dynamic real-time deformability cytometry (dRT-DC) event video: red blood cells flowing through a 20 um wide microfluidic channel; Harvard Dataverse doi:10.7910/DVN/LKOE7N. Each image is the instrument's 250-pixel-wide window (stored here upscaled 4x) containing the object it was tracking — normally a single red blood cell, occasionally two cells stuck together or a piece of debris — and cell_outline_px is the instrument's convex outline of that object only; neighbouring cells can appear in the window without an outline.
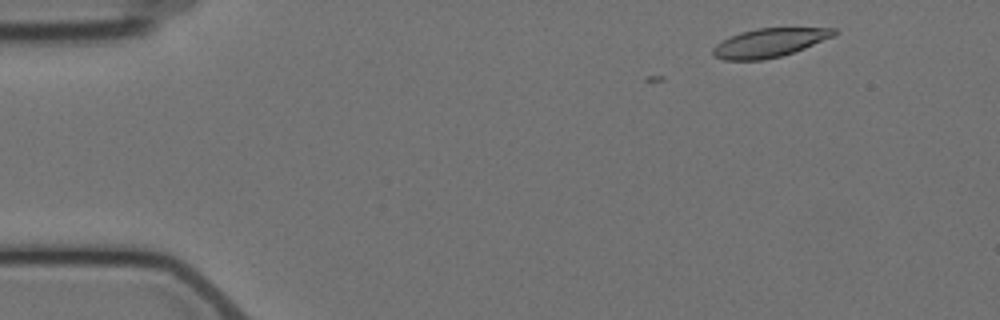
{"species": "Egyptian fruit bat (a non-hibernating species)", "species_latin": "Rousettus aegyptiacus", "temperature_condition": "cold", "stored_images_in_passage": 2, "camera_frame_rate_fps": 3000, "um_per_image_px": 0.085, "animal": {"sex": "female"}, "frame": {"image": 1, "passage_image": 2, "time_ms": 1.0, "image_size_px": [1000, 320], "cell_outline_px": [[840, 32], [836, 36], [804, 48], [780, 56], [764, 60], [724, 60], [716, 56], [712, 52], [712, 48], [716, 44], [728, 36], [740, 32], [756, 28], [836, 28]], "centroid_in_image_um": [65.42, 3.62], "position_along_channel_um": 19.6, "area_um2": 20.4}}